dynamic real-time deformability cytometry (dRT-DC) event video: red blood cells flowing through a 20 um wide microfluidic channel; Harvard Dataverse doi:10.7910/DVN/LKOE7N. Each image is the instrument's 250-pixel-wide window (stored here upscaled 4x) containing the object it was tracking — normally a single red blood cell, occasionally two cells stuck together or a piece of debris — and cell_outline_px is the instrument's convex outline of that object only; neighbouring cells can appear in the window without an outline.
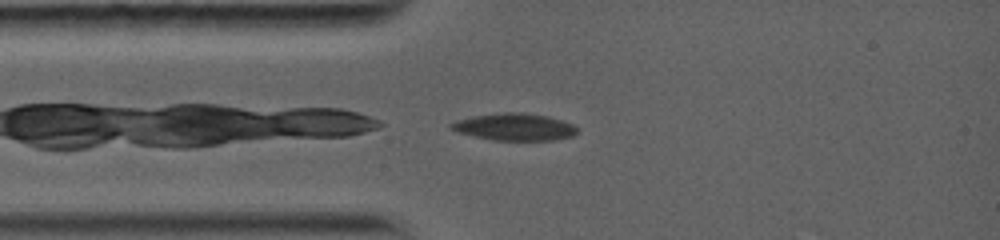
{"species": "common noctule bat (a hibernating species)", "species_latin": "Nyctalus noctula", "temperature_condition": "warm", "stored_images_in_passage": 35, "camera_frame_rate_fps": 5000, "um_per_image_px": 0.085, "animal": {"sex": "female", "body_mass_g": 19.0, "forearm_length_mm": 56.7}, "frame": {"image": 1, "passage_image": 2, "time_ms": 0.2, "image_size_px": [1000, 240], "cell_outline_px": [[580, 128], [572, 136], [556, 140], [492, 140], [460, 132], [452, 128], [448, 124], [456, 120], [472, 116], [504, 112], [524, 112], [548, 116], [572, 124]], "centroid_in_image_um": [43.77, 10.78], "position_along_channel_um": 41.2, "area_um2": 19.83}}
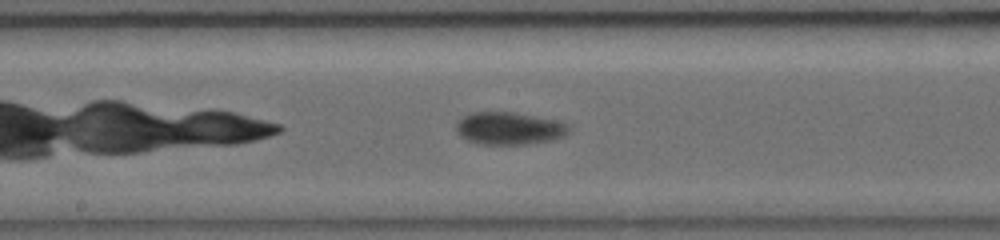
{"frame": {"image": 2, "passage_image": 17, "time_ms": 4.4, "image_size_px": [1000, 240], "cell_outline_px": [[572, 128], [564, 136], [552, 140], [528, 144], [480, 144], [468, 140], [460, 136], [456, 132], [456, 120], [472, 112], [516, 112], [556, 120], [568, 124]], "centroid_in_image_um": [43.28, 10.9], "position_along_channel_um": 204.9, "area_um2": 21.56}}
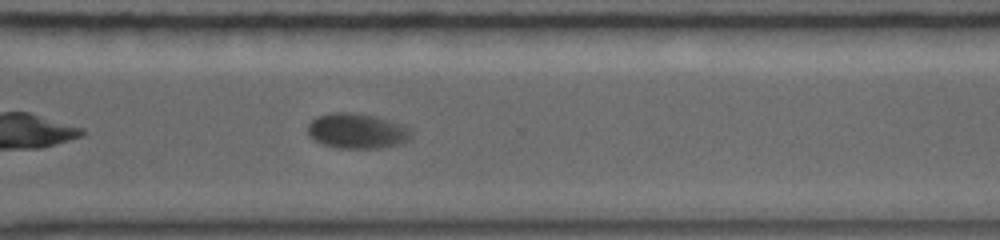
{"frame": {"image": 3, "passage_image": 31, "time_ms": 7.8, "image_size_px": [1000, 240], "cell_outline_px": [[412, 132], [404, 140], [396, 144], [380, 148], [340, 148], [324, 144], [312, 140], [308, 136], [308, 124], [316, 116], [328, 112], [352, 112], [372, 116], [388, 120], [408, 128]], "centroid_in_image_um": [30.23, 11.12], "position_along_channel_um": 340.4, "area_um2": 20.87}, "authors_computed_cell_mechanics": {"area_um2": 21.0392, "velocity_mm_per_s": 3.9805, "shape_relaxation_time_tau1_ms": 9.344, "shape_relaxation_time_tau2_ms": null, "deformation_change_tau1": 0.2649, "deformation_change_tau2": null}}